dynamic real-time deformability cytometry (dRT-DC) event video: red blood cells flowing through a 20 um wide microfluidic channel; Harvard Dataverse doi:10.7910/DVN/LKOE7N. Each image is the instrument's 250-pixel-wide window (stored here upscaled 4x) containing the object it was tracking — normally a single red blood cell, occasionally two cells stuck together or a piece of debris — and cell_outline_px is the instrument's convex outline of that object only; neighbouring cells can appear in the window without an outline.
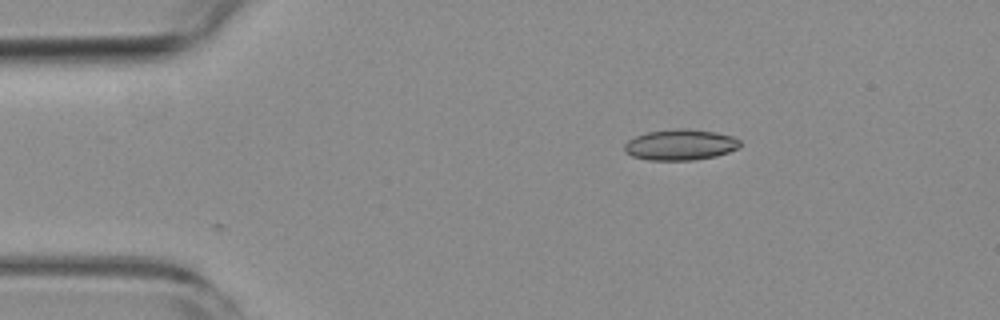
{"species": "common noctule bat (a hibernating species)", "species_latin": "Nyctalus noctula", "temperature_condition": "room temperature", "stored_images_in_passage": 3, "camera_frame_rate_fps": 3000, "um_per_image_px": 0.085, "animal": {"sex": "female", "body_mass_g": 19.3, "forearm_length_mm": 54.1}, "frame": {"image": 1, "passage_image": 3, "time_ms": 0.667, "image_size_px": [1000, 320], "cell_outline_px": [[740, 148], [716, 156], [692, 160], [648, 160], [632, 156], [624, 152], [624, 144], [628, 140], [636, 136], [648, 132], [680, 128], [688, 128], [716, 132], [732, 136], [740, 140]], "centroid_in_image_um": [57.83, 12.3], "position_along_channel_um": 27.2, "area_um2": 20.87}}